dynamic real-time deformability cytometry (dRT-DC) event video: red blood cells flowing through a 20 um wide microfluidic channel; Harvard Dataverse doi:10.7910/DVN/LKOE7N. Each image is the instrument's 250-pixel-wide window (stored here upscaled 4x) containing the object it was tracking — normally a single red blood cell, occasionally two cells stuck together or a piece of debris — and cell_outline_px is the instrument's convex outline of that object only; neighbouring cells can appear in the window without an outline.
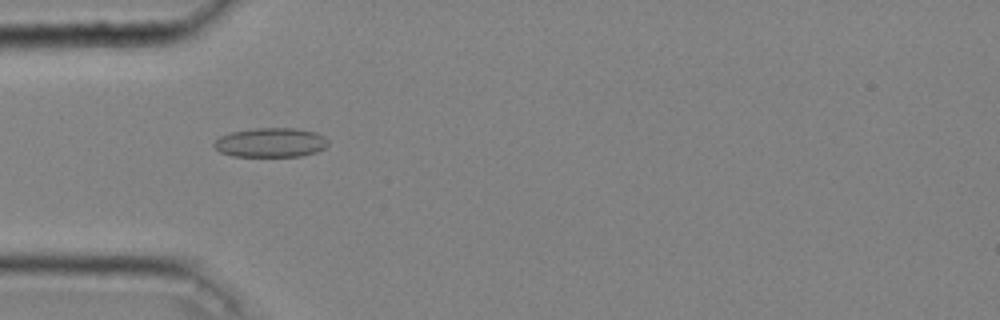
{"species": "common noctule bat (a hibernating species)", "species_latin": "Nyctalus noctula", "temperature_condition": "cold", "stored_images_in_passage": 46, "camera_frame_rate_fps": 3000, "um_per_image_px": 0.085, "animal": {"sex": "male", "body_mass_g": 20.4}, "frame": {"image": 1, "passage_image": 15, "time_ms": 4.667, "image_size_px": [1000, 320], "cell_outline_px": [[328, 144], [324, 148], [316, 152], [300, 156], [232, 156], [220, 152], [212, 144], [220, 136], [232, 132], [256, 128], [296, 128], [316, 132], [324, 136], [328, 140]], "centroid_in_image_um": [23.02, 12.11], "position_along_channel_um": 62.0, "area_um2": 19.48}}
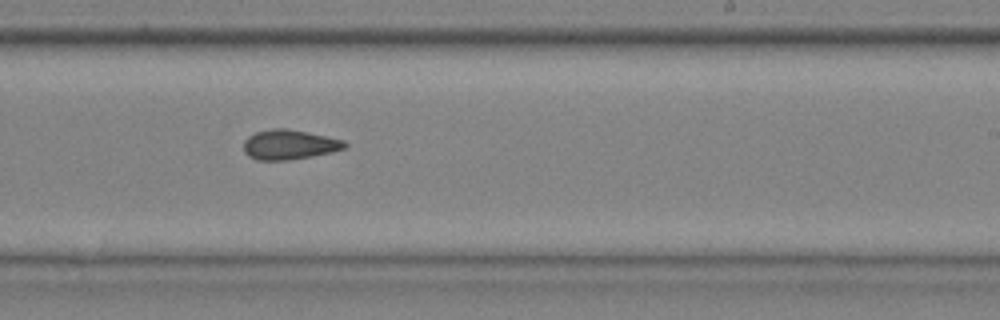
{"frame": {"image": 2, "passage_image": 30, "time_ms": 9.667, "image_size_px": [1000, 320], "cell_outline_px": [[348, 144], [344, 148], [332, 152], [312, 156], [288, 160], [256, 160], [248, 156], [244, 152], [244, 140], [248, 136], [256, 132], [272, 128], [288, 128], [308, 132], [344, 140]], "centroid_in_image_um": [24.57, 12.29], "position_along_channel_um": 264.4, "area_um2": 17.63}}
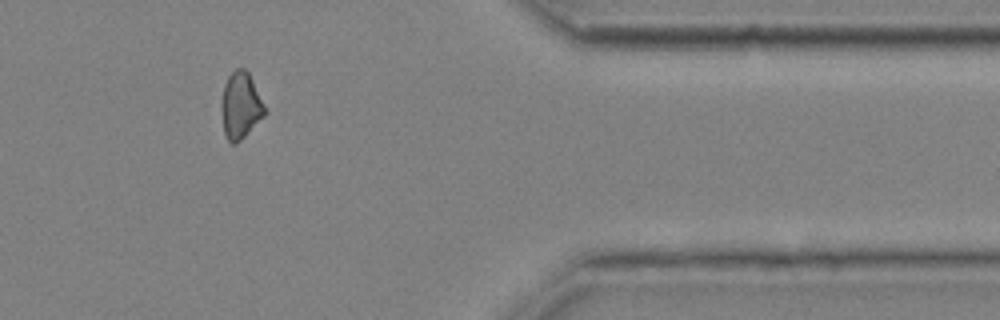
{"frame": {"image": 3, "passage_image": 41, "time_ms": 13.333, "image_size_px": [1000, 320], "cell_outline_px": [[268, 112], [236, 144], [232, 144], [224, 136], [220, 108], [220, 104], [224, 84], [228, 76], [236, 68], [244, 68], [248, 72]], "centroid_in_image_um": [20.42, 8.98], "position_along_channel_um": 391.0, "area_um2": 16.94}, "authors_computed_cell_mechanics": {"area_um2": 17.6579, "velocity_mm_per_s": 4.0753, "shape_relaxation_time_tau1_ms": null, "shape_relaxation_time_tau2_ms": 3.7895, "deformation_change_tau1": null, "deformation_change_tau2": 0.1057}}